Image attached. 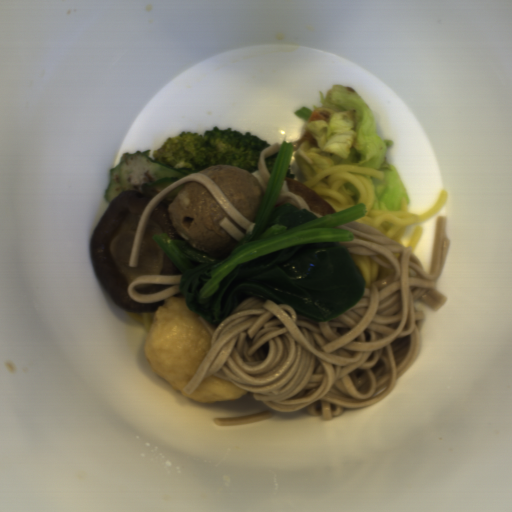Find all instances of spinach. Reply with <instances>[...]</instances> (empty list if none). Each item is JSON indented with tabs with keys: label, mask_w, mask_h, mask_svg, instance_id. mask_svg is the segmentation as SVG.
<instances>
[{
	"label": "spinach",
	"mask_w": 512,
	"mask_h": 512,
	"mask_svg": "<svg viewBox=\"0 0 512 512\" xmlns=\"http://www.w3.org/2000/svg\"><path fill=\"white\" fill-rule=\"evenodd\" d=\"M293 152L292 143L279 145L252 233L229 256L219 259L168 233L150 237L182 273L178 289L188 308L215 326L249 298L289 305L296 314L327 322L364 296L365 276L341 242L355 236L336 227L365 217L366 203L321 218L288 202L274 207Z\"/></svg>",
	"instance_id": "spinach-1"
}]
</instances>
